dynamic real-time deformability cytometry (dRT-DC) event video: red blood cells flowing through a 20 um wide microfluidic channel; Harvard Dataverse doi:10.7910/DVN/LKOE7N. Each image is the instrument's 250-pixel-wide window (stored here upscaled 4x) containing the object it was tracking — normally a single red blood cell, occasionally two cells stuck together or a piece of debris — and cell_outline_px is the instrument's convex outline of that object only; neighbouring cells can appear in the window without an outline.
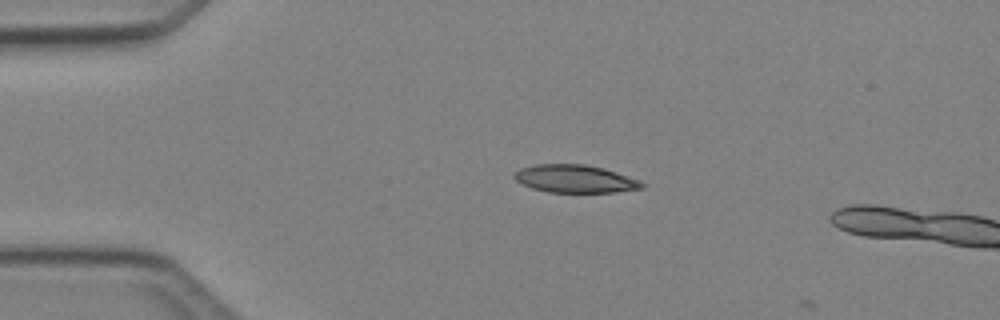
{"species": "Egyptian fruit bat (a non-hibernating species)", "species_latin": "Rousettus aegyptiacus", "temperature_condition": "cold", "stored_images_in_passage": 3, "camera_frame_rate_fps": 3000, "um_per_image_px": 0.085, "animal": {"sex": "female"}, "frame": {"image": 1, "passage_image": 2, "time_ms": 2.0, "image_size_px": [1000, 320], "cell_outline_px": [[644, 188], [616, 192], [548, 192], [532, 188], [516, 180], [512, 176], [520, 168], [536, 164], [584, 164], [604, 168], [640, 180], [644, 184]], "centroid_in_image_um": [48.89, 15.19], "position_along_channel_um": 36.1, "area_um2": 20.63}}